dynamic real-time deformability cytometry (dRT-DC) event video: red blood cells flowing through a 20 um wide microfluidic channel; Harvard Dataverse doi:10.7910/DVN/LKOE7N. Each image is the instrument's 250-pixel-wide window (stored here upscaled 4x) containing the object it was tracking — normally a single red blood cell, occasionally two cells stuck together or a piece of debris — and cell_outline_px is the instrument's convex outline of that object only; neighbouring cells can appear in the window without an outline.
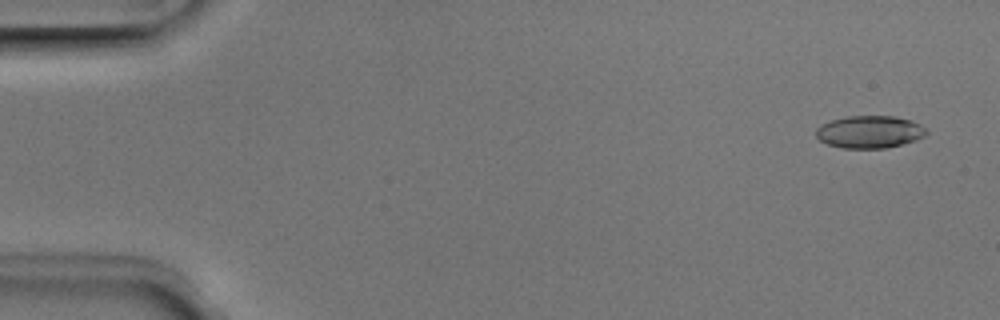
{"species": "Egyptian fruit bat (a non-hibernating species)", "species_latin": "Rousettus aegyptiacus", "temperature_condition": "room temperature", "stored_images_in_passage": 51, "camera_frame_rate_fps": 3000, "um_per_image_px": 0.085, "animal": {"sex": "male"}, "frame": {"image": 1, "passage_image": 3, "time_ms": 0.667, "image_size_px": [1000, 320], "cell_outline_px": [[928, 132], [924, 136], [916, 140], [884, 148], [840, 148], [828, 144], [820, 140], [816, 136], [816, 128], [820, 124], [832, 120], [848, 116], [896, 116], [912, 120], [920, 124]], "centroid_in_image_um": [73.9, 11.2], "position_along_channel_um": 11.1, "area_um2": 20.87}}
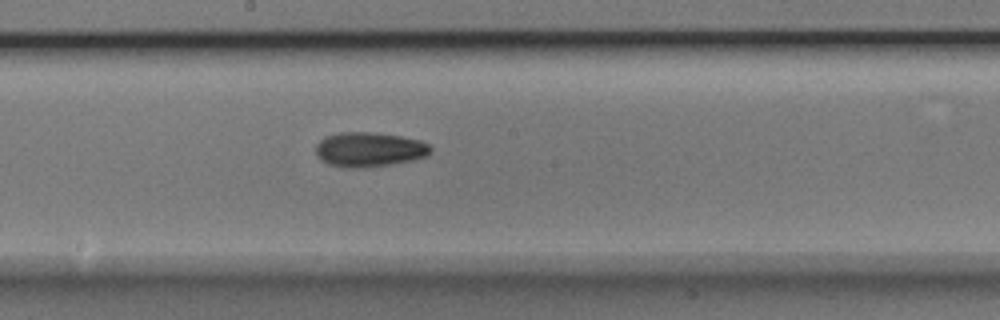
{"frame": {"image": 2, "passage_image": 28, "time_ms": 9.0, "image_size_px": [1000, 320], "cell_outline_px": [[432, 152], [428, 156], [412, 160], [392, 164], [360, 168], [344, 168], [328, 164], [320, 160], [316, 156], [316, 144], [324, 136], [340, 132], [376, 132], [400, 136], [420, 140], [428, 144], [432, 148]], "centroid_in_image_um": [31.37, 12.71], "position_along_channel_um": 216.8, "area_um2": 23.52}}
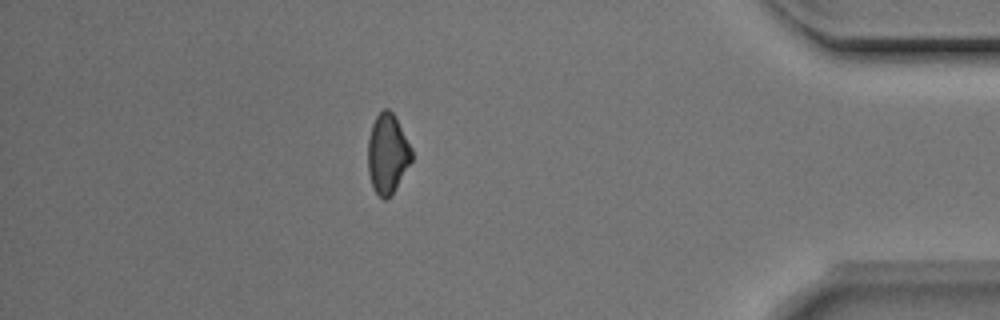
{"frame": {"image": 3, "passage_image": 45, "time_ms": 14.667, "image_size_px": [1000, 320], "cell_outline_px": [[412, 160], [392, 192], [384, 200], [376, 192], [372, 184], [368, 172], [368, 140], [372, 124], [376, 116], [384, 108], [388, 108], [392, 112], [412, 148]], "centroid_in_image_um": [32.92, 13.03], "position_along_channel_um": 402.3, "area_um2": 19.83}, "authors_computed_cell_mechanics": {"area_um2": 21.1548, "velocity_mm_per_s": 3.9935, "shape_relaxation_time_tau1_ms": 4.0859, "shape_relaxation_time_tau2_ms": 10.8781, "deformation_change_tau1": 0.1206, "deformation_change_tau2": 0.1926}}